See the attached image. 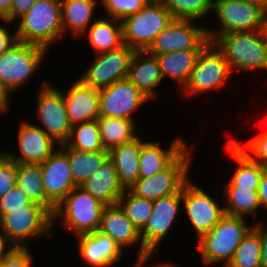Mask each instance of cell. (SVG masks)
<instances>
[{"label":"cell","mask_w":267,"mask_h":267,"mask_svg":"<svg viewBox=\"0 0 267 267\" xmlns=\"http://www.w3.org/2000/svg\"><path fill=\"white\" fill-rule=\"evenodd\" d=\"M201 51L178 50L155 55L164 81L166 77L172 79L180 90L187 82Z\"/></svg>","instance_id":"f1b7e54d"},{"label":"cell","mask_w":267,"mask_h":267,"mask_svg":"<svg viewBox=\"0 0 267 267\" xmlns=\"http://www.w3.org/2000/svg\"><path fill=\"white\" fill-rule=\"evenodd\" d=\"M247 1L257 3L267 10V0H247Z\"/></svg>","instance_id":"816d5d0a"},{"label":"cell","mask_w":267,"mask_h":267,"mask_svg":"<svg viewBox=\"0 0 267 267\" xmlns=\"http://www.w3.org/2000/svg\"><path fill=\"white\" fill-rule=\"evenodd\" d=\"M46 197L57 206L75 187L67 153L59 146L39 163Z\"/></svg>","instance_id":"ac0fdd59"},{"label":"cell","mask_w":267,"mask_h":267,"mask_svg":"<svg viewBox=\"0 0 267 267\" xmlns=\"http://www.w3.org/2000/svg\"><path fill=\"white\" fill-rule=\"evenodd\" d=\"M224 194V210L225 214L251 219L252 223L257 222L255 218L259 216L261 203L258 195V190L251 188L240 187H223ZM255 220V221H254Z\"/></svg>","instance_id":"f546056e"},{"label":"cell","mask_w":267,"mask_h":267,"mask_svg":"<svg viewBox=\"0 0 267 267\" xmlns=\"http://www.w3.org/2000/svg\"><path fill=\"white\" fill-rule=\"evenodd\" d=\"M248 219L225 214L198 240L197 250L203 265L227 267L242 239L254 227Z\"/></svg>","instance_id":"6da1fadb"},{"label":"cell","mask_w":267,"mask_h":267,"mask_svg":"<svg viewBox=\"0 0 267 267\" xmlns=\"http://www.w3.org/2000/svg\"><path fill=\"white\" fill-rule=\"evenodd\" d=\"M151 102L127 78L99 90L100 116L131 119L140 107Z\"/></svg>","instance_id":"2e32d148"},{"label":"cell","mask_w":267,"mask_h":267,"mask_svg":"<svg viewBox=\"0 0 267 267\" xmlns=\"http://www.w3.org/2000/svg\"><path fill=\"white\" fill-rule=\"evenodd\" d=\"M19 42L36 44L51 51V46L63 37L60 0H37L16 20Z\"/></svg>","instance_id":"7a4b0ae2"},{"label":"cell","mask_w":267,"mask_h":267,"mask_svg":"<svg viewBox=\"0 0 267 267\" xmlns=\"http://www.w3.org/2000/svg\"><path fill=\"white\" fill-rule=\"evenodd\" d=\"M97 122L102 145L107 151H111L121 144L129 143L140 136L137 134L139 132L137 121L131 119L99 116Z\"/></svg>","instance_id":"4dcf8cb0"},{"label":"cell","mask_w":267,"mask_h":267,"mask_svg":"<svg viewBox=\"0 0 267 267\" xmlns=\"http://www.w3.org/2000/svg\"><path fill=\"white\" fill-rule=\"evenodd\" d=\"M0 149V198L17 186V163L9 159Z\"/></svg>","instance_id":"ab89813d"},{"label":"cell","mask_w":267,"mask_h":267,"mask_svg":"<svg viewBox=\"0 0 267 267\" xmlns=\"http://www.w3.org/2000/svg\"><path fill=\"white\" fill-rule=\"evenodd\" d=\"M63 35L81 37L86 29L97 19L94 15L100 0H60ZM69 31V33H68Z\"/></svg>","instance_id":"d4e9b609"},{"label":"cell","mask_w":267,"mask_h":267,"mask_svg":"<svg viewBox=\"0 0 267 267\" xmlns=\"http://www.w3.org/2000/svg\"><path fill=\"white\" fill-rule=\"evenodd\" d=\"M192 19H173L146 50L151 55L178 50H203L210 42L207 28Z\"/></svg>","instance_id":"5bb4252c"},{"label":"cell","mask_w":267,"mask_h":267,"mask_svg":"<svg viewBox=\"0 0 267 267\" xmlns=\"http://www.w3.org/2000/svg\"><path fill=\"white\" fill-rule=\"evenodd\" d=\"M265 124V126H266V130L265 131H263V132H261V133H259V134H257V135H267V119L266 120H264L263 122H262V124Z\"/></svg>","instance_id":"f5cc1de1"},{"label":"cell","mask_w":267,"mask_h":267,"mask_svg":"<svg viewBox=\"0 0 267 267\" xmlns=\"http://www.w3.org/2000/svg\"><path fill=\"white\" fill-rule=\"evenodd\" d=\"M64 145L86 152L107 151L100 139L97 120L72 126L70 136Z\"/></svg>","instance_id":"836d02e7"},{"label":"cell","mask_w":267,"mask_h":267,"mask_svg":"<svg viewBox=\"0 0 267 267\" xmlns=\"http://www.w3.org/2000/svg\"><path fill=\"white\" fill-rule=\"evenodd\" d=\"M106 205L81 187L73 188L56 206L53 214V233L56 222L75 237L99 229L101 215Z\"/></svg>","instance_id":"277c9868"},{"label":"cell","mask_w":267,"mask_h":267,"mask_svg":"<svg viewBox=\"0 0 267 267\" xmlns=\"http://www.w3.org/2000/svg\"><path fill=\"white\" fill-rule=\"evenodd\" d=\"M141 136L139 178H149L166 168L187 146L183 136L175 137L166 148L161 141H146Z\"/></svg>","instance_id":"7402d4cb"},{"label":"cell","mask_w":267,"mask_h":267,"mask_svg":"<svg viewBox=\"0 0 267 267\" xmlns=\"http://www.w3.org/2000/svg\"><path fill=\"white\" fill-rule=\"evenodd\" d=\"M181 208L182 191L153 201V211L146 225L140 231L144 249L149 254L158 253L162 242L175 226L179 213L183 212Z\"/></svg>","instance_id":"9a60e30c"},{"label":"cell","mask_w":267,"mask_h":267,"mask_svg":"<svg viewBox=\"0 0 267 267\" xmlns=\"http://www.w3.org/2000/svg\"><path fill=\"white\" fill-rule=\"evenodd\" d=\"M117 204L139 231L144 228L153 211L152 200L136 196L129 189L124 190Z\"/></svg>","instance_id":"e575fe53"},{"label":"cell","mask_w":267,"mask_h":267,"mask_svg":"<svg viewBox=\"0 0 267 267\" xmlns=\"http://www.w3.org/2000/svg\"><path fill=\"white\" fill-rule=\"evenodd\" d=\"M150 0H100V5L106 12V17L122 21L144 8Z\"/></svg>","instance_id":"f35d334b"},{"label":"cell","mask_w":267,"mask_h":267,"mask_svg":"<svg viewBox=\"0 0 267 267\" xmlns=\"http://www.w3.org/2000/svg\"><path fill=\"white\" fill-rule=\"evenodd\" d=\"M37 0H12L10 22H14L26 13Z\"/></svg>","instance_id":"ee69618b"},{"label":"cell","mask_w":267,"mask_h":267,"mask_svg":"<svg viewBox=\"0 0 267 267\" xmlns=\"http://www.w3.org/2000/svg\"><path fill=\"white\" fill-rule=\"evenodd\" d=\"M11 95H13V93L0 83V115L5 114L7 111L9 112Z\"/></svg>","instance_id":"c3c4849f"},{"label":"cell","mask_w":267,"mask_h":267,"mask_svg":"<svg viewBox=\"0 0 267 267\" xmlns=\"http://www.w3.org/2000/svg\"><path fill=\"white\" fill-rule=\"evenodd\" d=\"M100 16L82 34V37L88 39V45L95 54L115 50L123 45L122 21Z\"/></svg>","instance_id":"484cf974"},{"label":"cell","mask_w":267,"mask_h":267,"mask_svg":"<svg viewBox=\"0 0 267 267\" xmlns=\"http://www.w3.org/2000/svg\"><path fill=\"white\" fill-rule=\"evenodd\" d=\"M215 45L223 52L232 72L267 71L265 30L220 35Z\"/></svg>","instance_id":"3957f363"},{"label":"cell","mask_w":267,"mask_h":267,"mask_svg":"<svg viewBox=\"0 0 267 267\" xmlns=\"http://www.w3.org/2000/svg\"><path fill=\"white\" fill-rule=\"evenodd\" d=\"M69 122L72 126L97 120L100 116L99 90L76 77L66 89H61Z\"/></svg>","instance_id":"ffe728a7"},{"label":"cell","mask_w":267,"mask_h":267,"mask_svg":"<svg viewBox=\"0 0 267 267\" xmlns=\"http://www.w3.org/2000/svg\"><path fill=\"white\" fill-rule=\"evenodd\" d=\"M17 140L18 152L2 150L15 163H41L46 160L59 145L49 137L35 122L21 119Z\"/></svg>","instance_id":"e0dca14e"},{"label":"cell","mask_w":267,"mask_h":267,"mask_svg":"<svg viewBox=\"0 0 267 267\" xmlns=\"http://www.w3.org/2000/svg\"><path fill=\"white\" fill-rule=\"evenodd\" d=\"M265 32H266V35H267V18H266V22H265Z\"/></svg>","instance_id":"db71d44e"},{"label":"cell","mask_w":267,"mask_h":267,"mask_svg":"<svg viewBox=\"0 0 267 267\" xmlns=\"http://www.w3.org/2000/svg\"><path fill=\"white\" fill-rule=\"evenodd\" d=\"M106 206L116 205L125 188L121 185L113 162L108 159L80 185Z\"/></svg>","instance_id":"cb8c5ba5"},{"label":"cell","mask_w":267,"mask_h":267,"mask_svg":"<svg viewBox=\"0 0 267 267\" xmlns=\"http://www.w3.org/2000/svg\"><path fill=\"white\" fill-rule=\"evenodd\" d=\"M0 229L15 247L30 248L32 240L53 237V215L44 206L32 202L25 209L5 214L0 219Z\"/></svg>","instance_id":"5b68a950"},{"label":"cell","mask_w":267,"mask_h":267,"mask_svg":"<svg viewBox=\"0 0 267 267\" xmlns=\"http://www.w3.org/2000/svg\"><path fill=\"white\" fill-rule=\"evenodd\" d=\"M227 139L238 149L244 151L253 161L258 162L267 170V135H255L246 142L236 139L230 134Z\"/></svg>","instance_id":"74e56055"},{"label":"cell","mask_w":267,"mask_h":267,"mask_svg":"<svg viewBox=\"0 0 267 267\" xmlns=\"http://www.w3.org/2000/svg\"><path fill=\"white\" fill-rule=\"evenodd\" d=\"M68 155L74 184L80 187L108 159L109 151L86 152L59 145Z\"/></svg>","instance_id":"d6a6232c"},{"label":"cell","mask_w":267,"mask_h":267,"mask_svg":"<svg viewBox=\"0 0 267 267\" xmlns=\"http://www.w3.org/2000/svg\"><path fill=\"white\" fill-rule=\"evenodd\" d=\"M254 228L260 234L261 240V267H267V223L257 222L254 224Z\"/></svg>","instance_id":"f6af8a7d"},{"label":"cell","mask_w":267,"mask_h":267,"mask_svg":"<svg viewBox=\"0 0 267 267\" xmlns=\"http://www.w3.org/2000/svg\"><path fill=\"white\" fill-rule=\"evenodd\" d=\"M17 186L29 199L54 214L56 206L46 197L39 163H17Z\"/></svg>","instance_id":"1f68e13d"},{"label":"cell","mask_w":267,"mask_h":267,"mask_svg":"<svg viewBox=\"0 0 267 267\" xmlns=\"http://www.w3.org/2000/svg\"><path fill=\"white\" fill-rule=\"evenodd\" d=\"M190 179L182 188L183 214L197 239L209 232L225 215L224 206Z\"/></svg>","instance_id":"7c38bea8"},{"label":"cell","mask_w":267,"mask_h":267,"mask_svg":"<svg viewBox=\"0 0 267 267\" xmlns=\"http://www.w3.org/2000/svg\"><path fill=\"white\" fill-rule=\"evenodd\" d=\"M261 240L253 227L242 239L227 267H261Z\"/></svg>","instance_id":"d590c367"},{"label":"cell","mask_w":267,"mask_h":267,"mask_svg":"<svg viewBox=\"0 0 267 267\" xmlns=\"http://www.w3.org/2000/svg\"><path fill=\"white\" fill-rule=\"evenodd\" d=\"M58 87L49 81L37 87L34 117L37 119L35 125L61 145L68 140L72 125L68 119L63 93Z\"/></svg>","instance_id":"8fae6325"},{"label":"cell","mask_w":267,"mask_h":267,"mask_svg":"<svg viewBox=\"0 0 267 267\" xmlns=\"http://www.w3.org/2000/svg\"><path fill=\"white\" fill-rule=\"evenodd\" d=\"M258 195L261 203V210L265 208V211H267V170H265L261 176L259 187H258ZM267 220V219H266ZM257 222H266L257 220Z\"/></svg>","instance_id":"7dc6e473"},{"label":"cell","mask_w":267,"mask_h":267,"mask_svg":"<svg viewBox=\"0 0 267 267\" xmlns=\"http://www.w3.org/2000/svg\"><path fill=\"white\" fill-rule=\"evenodd\" d=\"M12 0H0V20H8L10 22V10Z\"/></svg>","instance_id":"f907efd6"},{"label":"cell","mask_w":267,"mask_h":267,"mask_svg":"<svg viewBox=\"0 0 267 267\" xmlns=\"http://www.w3.org/2000/svg\"><path fill=\"white\" fill-rule=\"evenodd\" d=\"M173 19L162 0H150L136 14L122 20L123 44L136 51H146Z\"/></svg>","instance_id":"30bf717a"},{"label":"cell","mask_w":267,"mask_h":267,"mask_svg":"<svg viewBox=\"0 0 267 267\" xmlns=\"http://www.w3.org/2000/svg\"><path fill=\"white\" fill-rule=\"evenodd\" d=\"M15 246L8 240L5 233L0 229V261L7 256Z\"/></svg>","instance_id":"681fc988"},{"label":"cell","mask_w":267,"mask_h":267,"mask_svg":"<svg viewBox=\"0 0 267 267\" xmlns=\"http://www.w3.org/2000/svg\"><path fill=\"white\" fill-rule=\"evenodd\" d=\"M194 145H188L166 168L149 178H139L128 189L136 196L155 201L182 191L190 180L195 157Z\"/></svg>","instance_id":"52a82bcc"},{"label":"cell","mask_w":267,"mask_h":267,"mask_svg":"<svg viewBox=\"0 0 267 267\" xmlns=\"http://www.w3.org/2000/svg\"><path fill=\"white\" fill-rule=\"evenodd\" d=\"M127 79L151 101L156 99L163 76L156 56L136 51L130 63Z\"/></svg>","instance_id":"603a6c76"},{"label":"cell","mask_w":267,"mask_h":267,"mask_svg":"<svg viewBox=\"0 0 267 267\" xmlns=\"http://www.w3.org/2000/svg\"><path fill=\"white\" fill-rule=\"evenodd\" d=\"M32 202L18 186L13 187L5 196L0 198V219L11 210L25 209V206Z\"/></svg>","instance_id":"60d3db41"},{"label":"cell","mask_w":267,"mask_h":267,"mask_svg":"<svg viewBox=\"0 0 267 267\" xmlns=\"http://www.w3.org/2000/svg\"><path fill=\"white\" fill-rule=\"evenodd\" d=\"M76 238L79 259L89 267H114L125 253L107 234L96 230L93 233L79 235Z\"/></svg>","instance_id":"d6986e66"},{"label":"cell","mask_w":267,"mask_h":267,"mask_svg":"<svg viewBox=\"0 0 267 267\" xmlns=\"http://www.w3.org/2000/svg\"><path fill=\"white\" fill-rule=\"evenodd\" d=\"M49 53L39 45L17 41L0 55V83L13 94L23 90Z\"/></svg>","instance_id":"9c48e42d"},{"label":"cell","mask_w":267,"mask_h":267,"mask_svg":"<svg viewBox=\"0 0 267 267\" xmlns=\"http://www.w3.org/2000/svg\"><path fill=\"white\" fill-rule=\"evenodd\" d=\"M157 253H150L149 255L146 256H142V257H138L135 258L133 261V266L132 267H147L146 265H148L150 262L149 260H152L153 255H155ZM157 261L155 264H149L148 267H176V264H173V262L171 261V263L166 262L164 260V262L161 261V263Z\"/></svg>","instance_id":"bcb514c9"},{"label":"cell","mask_w":267,"mask_h":267,"mask_svg":"<svg viewBox=\"0 0 267 267\" xmlns=\"http://www.w3.org/2000/svg\"><path fill=\"white\" fill-rule=\"evenodd\" d=\"M98 230L110 236L125 252L126 248L128 250L129 247L133 248L139 245L136 258L149 255L144 249L140 231L127 218L118 204L104 208Z\"/></svg>","instance_id":"44dd1931"},{"label":"cell","mask_w":267,"mask_h":267,"mask_svg":"<svg viewBox=\"0 0 267 267\" xmlns=\"http://www.w3.org/2000/svg\"><path fill=\"white\" fill-rule=\"evenodd\" d=\"M11 24L13 25V22H9L8 20L0 21V55L9 50L18 41L16 30L14 29L12 32L7 28Z\"/></svg>","instance_id":"7bdbcfd3"},{"label":"cell","mask_w":267,"mask_h":267,"mask_svg":"<svg viewBox=\"0 0 267 267\" xmlns=\"http://www.w3.org/2000/svg\"><path fill=\"white\" fill-rule=\"evenodd\" d=\"M135 52V49L123 44L115 50L95 54L78 78L98 90L109 87L127 78Z\"/></svg>","instance_id":"4fadbf2b"},{"label":"cell","mask_w":267,"mask_h":267,"mask_svg":"<svg viewBox=\"0 0 267 267\" xmlns=\"http://www.w3.org/2000/svg\"><path fill=\"white\" fill-rule=\"evenodd\" d=\"M224 144V151L236 163V169L230 180L223 187H240L258 190L263 172L266 170L261 164L253 161L244 151L236 148L228 139Z\"/></svg>","instance_id":"4316f807"},{"label":"cell","mask_w":267,"mask_h":267,"mask_svg":"<svg viewBox=\"0 0 267 267\" xmlns=\"http://www.w3.org/2000/svg\"><path fill=\"white\" fill-rule=\"evenodd\" d=\"M31 248L15 247L0 261V267H34Z\"/></svg>","instance_id":"b9f144b4"},{"label":"cell","mask_w":267,"mask_h":267,"mask_svg":"<svg viewBox=\"0 0 267 267\" xmlns=\"http://www.w3.org/2000/svg\"><path fill=\"white\" fill-rule=\"evenodd\" d=\"M140 152V136L109 151V159L113 162L119 181L125 189H128L139 179Z\"/></svg>","instance_id":"83f0119b"},{"label":"cell","mask_w":267,"mask_h":267,"mask_svg":"<svg viewBox=\"0 0 267 267\" xmlns=\"http://www.w3.org/2000/svg\"><path fill=\"white\" fill-rule=\"evenodd\" d=\"M233 72L223 52L209 42L199 54L185 85L179 90L182 97H194L222 90L230 82Z\"/></svg>","instance_id":"8992f818"},{"label":"cell","mask_w":267,"mask_h":267,"mask_svg":"<svg viewBox=\"0 0 267 267\" xmlns=\"http://www.w3.org/2000/svg\"><path fill=\"white\" fill-rule=\"evenodd\" d=\"M174 19L201 21L213 12V0H162Z\"/></svg>","instance_id":"8d00e7d4"},{"label":"cell","mask_w":267,"mask_h":267,"mask_svg":"<svg viewBox=\"0 0 267 267\" xmlns=\"http://www.w3.org/2000/svg\"><path fill=\"white\" fill-rule=\"evenodd\" d=\"M213 14L220 26L207 28V38L214 42L220 35L265 30L267 10L247 0H213Z\"/></svg>","instance_id":"ba28073f"}]
</instances>
